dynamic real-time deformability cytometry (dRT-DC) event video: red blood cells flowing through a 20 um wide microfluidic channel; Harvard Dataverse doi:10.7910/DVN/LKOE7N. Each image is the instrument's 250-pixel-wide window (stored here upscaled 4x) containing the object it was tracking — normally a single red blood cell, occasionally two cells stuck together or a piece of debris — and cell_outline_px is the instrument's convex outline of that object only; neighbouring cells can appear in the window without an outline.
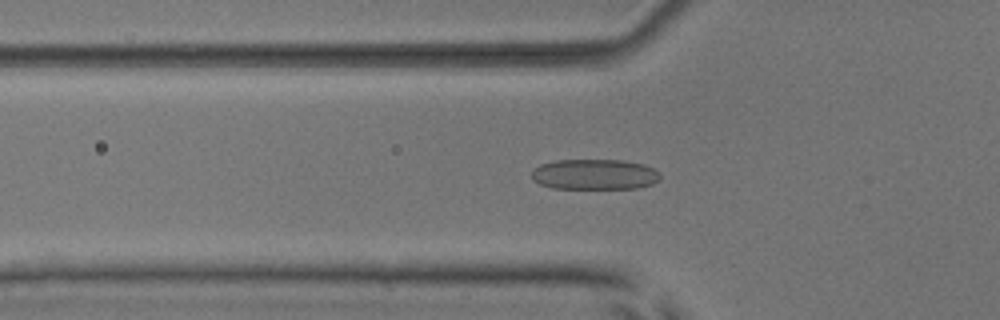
{"species": "common noctule bat (a hibernating species)", "species_latin": "Nyctalus noctula", "temperature_condition": "room temperature", "stored_images_in_passage": 52, "camera_frame_rate_fps": 3000, "um_per_image_px": 0.085, "animal": {"sex": "male", "body_mass_g": 17.9, "forearm_length_mm": 54.2}, "frame": {"image": 1, "passage_image": 18, "time_ms": 5.667, "image_size_px": [1000, 320], "cell_outline_px": [[660, 176], [652, 184], [636, 188], [552, 188], [540, 184], [532, 180], [532, 172], [540, 164], [556, 160], [620, 160], [644, 164], [652, 168]], "centroid_in_image_um": [50.49, 14.82], "position_along_channel_um": 75.3, "area_um2": 22.6}}
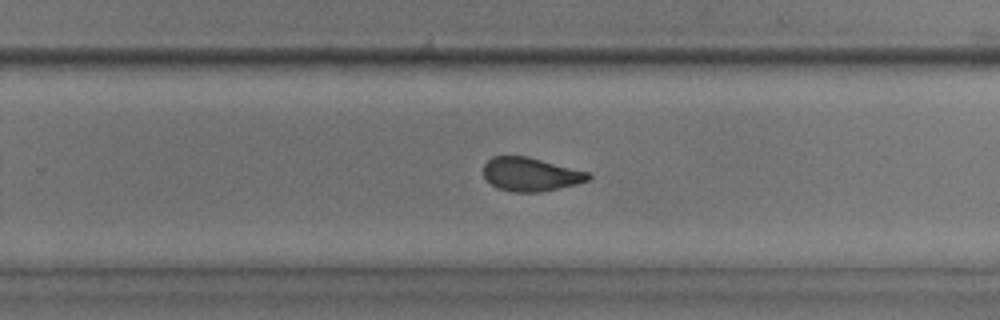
{"frame": {"image": 2, "passage_image": 34, "time_ms": 11.0, "image_size_px": [1000, 320], "cell_outline_px": [[592, 176], [588, 180], [576, 184], [540, 192], [512, 192], [496, 188], [484, 176], [484, 164], [492, 156], [528, 156], [588, 172]], "centroid_in_image_um": [45.09, 14.81], "position_along_channel_um": 284.7, "area_um2": 20.46}}
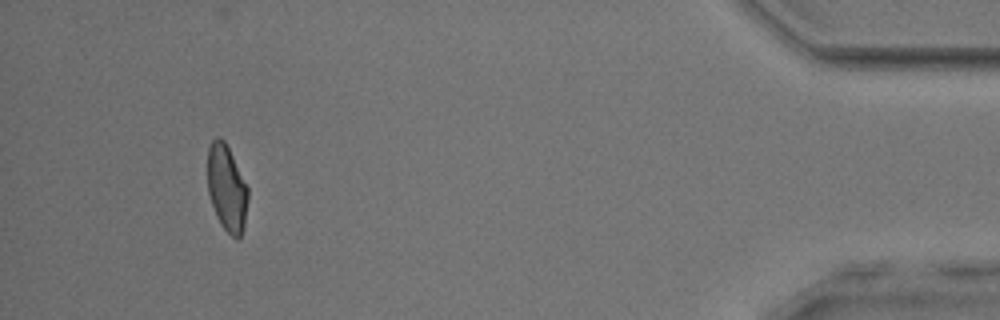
{"frame": {"image": 3, "passage_image": 49, "time_ms": 16.0, "image_size_px": [1000, 320], "cell_outline_px": [[248, 200], [244, 228], [240, 236], [236, 240], [220, 224], [216, 216], [208, 192], [208, 148], [212, 140], [216, 136], [220, 136], [224, 140], [248, 188]], "centroid_in_image_um": [19.27, 16.0], "position_along_channel_um": 415.9, "area_um2": 20.23}, "authors_computed_cell_mechanics": {"area_um2": 21.8195, "velocity_mm_per_s": 3.931, "shape_relaxation_time_tau1_ms": 5.4191, "shape_relaxation_time_tau2_ms": 1.7215, "deformation_change_tau1": 0.1482, "deformation_change_tau2": 0.0841}}